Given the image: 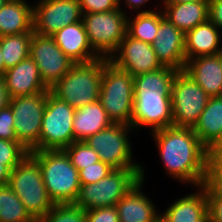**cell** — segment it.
Wrapping results in <instances>:
<instances>
[{"label":"cell","mask_w":222,"mask_h":222,"mask_svg":"<svg viewBox=\"0 0 222 222\" xmlns=\"http://www.w3.org/2000/svg\"><path fill=\"white\" fill-rule=\"evenodd\" d=\"M166 174L195 187L203 185L207 175V149L193 128L166 127L153 131Z\"/></svg>","instance_id":"cell-1"},{"label":"cell","mask_w":222,"mask_h":222,"mask_svg":"<svg viewBox=\"0 0 222 222\" xmlns=\"http://www.w3.org/2000/svg\"><path fill=\"white\" fill-rule=\"evenodd\" d=\"M178 70L164 66L134 77V103L130 126L153 131L173 126L171 91Z\"/></svg>","instance_id":"cell-2"},{"label":"cell","mask_w":222,"mask_h":222,"mask_svg":"<svg viewBox=\"0 0 222 222\" xmlns=\"http://www.w3.org/2000/svg\"><path fill=\"white\" fill-rule=\"evenodd\" d=\"M45 188L54 204L75 203L80 192L78 170L64 150L33 151Z\"/></svg>","instance_id":"cell-3"},{"label":"cell","mask_w":222,"mask_h":222,"mask_svg":"<svg viewBox=\"0 0 222 222\" xmlns=\"http://www.w3.org/2000/svg\"><path fill=\"white\" fill-rule=\"evenodd\" d=\"M100 57L86 63H75L50 90L58 99L77 109L99 100L104 63Z\"/></svg>","instance_id":"cell-4"},{"label":"cell","mask_w":222,"mask_h":222,"mask_svg":"<svg viewBox=\"0 0 222 222\" xmlns=\"http://www.w3.org/2000/svg\"><path fill=\"white\" fill-rule=\"evenodd\" d=\"M143 168L113 169L97 183L83 184L75 202L84 210L115 206L141 179Z\"/></svg>","instance_id":"cell-5"},{"label":"cell","mask_w":222,"mask_h":222,"mask_svg":"<svg viewBox=\"0 0 222 222\" xmlns=\"http://www.w3.org/2000/svg\"><path fill=\"white\" fill-rule=\"evenodd\" d=\"M8 185L36 222L55 205L45 188L40 166L30 154L11 171Z\"/></svg>","instance_id":"cell-6"},{"label":"cell","mask_w":222,"mask_h":222,"mask_svg":"<svg viewBox=\"0 0 222 222\" xmlns=\"http://www.w3.org/2000/svg\"><path fill=\"white\" fill-rule=\"evenodd\" d=\"M99 101L113 123L130 125L134 103V76L104 63Z\"/></svg>","instance_id":"cell-7"},{"label":"cell","mask_w":222,"mask_h":222,"mask_svg":"<svg viewBox=\"0 0 222 222\" xmlns=\"http://www.w3.org/2000/svg\"><path fill=\"white\" fill-rule=\"evenodd\" d=\"M122 10L82 15L90 46L100 57L109 58L126 35L128 14Z\"/></svg>","instance_id":"cell-8"},{"label":"cell","mask_w":222,"mask_h":222,"mask_svg":"<svg viewBox=\"0 0 222 222\" xmlns=\"http://www.w3.org/2000/svg\"><path fill=\"white\" fill-rule=\"evenodd\" d=\"M75 110L48 90L39 137V151L64 150L74 142L73 120Z\"/></svg>","instance_id":"cell-9"},{"label":"cell","mask_w":222,"mask_h":222,"mask_svg":"<svg viewBox=\"0 0 222 222\" xmlns=\"http://www.w3.org/2000/svg\"><path fill=\"white\" fill-rule=\"evenodd\" d=\"M47 96L48 91L9 100L15 120V135L19 143L29 152L39 151V137Z\"/></svg>","instance_id":"cell-10"},{"label":"cell","mask_w":222,"mask_h":222,"mask_svg":"<svg viewBox=\"0 0 222 222\" xmlns=\"http://www.w3.org/2000/svg\"><path fill=\"white\" fill-rule=\"evenodd\" d=\"M134 130L124 123H113L108 128L88 137L85 142L97 152L99 159L113 169L142 168L133 162V152L128 133Z\"/></svg>","instance_id":"cell-11"},{"label":"cell","mask_w":222,"mask_h":222,"mask_svg":"<svg viewBox=\"0 0 222 222\" xmlns=\"http://www.w3.org/2000/svg\"><path fill=\"white\" fill-rule=\"evenodd\" d=\"M209 98L206 92L184 70L178 71L173 80L171 91L173 126L193 128Z\"/></svg>","instance_id":"cell-12"},{"label":"cell","mask_w":222,"mask_h":222,"mask_svg":"<svg viewBox=\"0 0 222 222\" xmlns=\"http://www.w3.org/2000/svg\"><path fill=\"white\" fill-rule=\"evenodd\" d=\"M29 56L38 67L44 85L51 89L75 64L52 36L33 33Z\"/></svg>","instance_id":"cell-13"},{"label":"cell","mask_w":222,"mask_h":222,"mask_svg":"<svg viewBox=\"0 0 222 222\" xmlns=\"http://www.w3.org/2000/svg\"><path fill=\"white\" fill-rule=\"evenodd\" d=\"M37 4V5H36ZM33 5V32L52 36L82 20L79 0H40Z\"/></svg>","instance_id":"cell-14"},{"label":"cell","mask_w":222,"mask_h":222,"mask_svg":"<svg viewBox=\"0 0 222 222\" xmlns=\"http://www.w3.org/2000/svg\"><path fill=\"white\" fill-rule=\"evenodd\" d=\"M108 60L134 77L164 67L151 44L127 34Z\"/></svg>","instance_id":"cell-15"},{"label":"cell","mask_w":222,"mask_h":222,"mask_svg":"<svg viewBox=\"0 0 222 222\" xmlns=\"http://www.w3.org/2000/svg\"><path fill=\"white\" fill-rule=\"evenodd\" d=\"M152 48L163 66L183 71L186 64L185 34L173 25L160 10V24Z\"/></svg>","instance_id":"cell-16"},{"label":"cell","mask_w":222,"mask_h":222,"mask_svg":"<svg viewBox=\"0 0 222 222\" xmlns=\"http://www.w3.org/2000/svg\"><path fill=\"white\" fill-rule=\"evenodd\" d=\"M3 81L10 98L47 92L36 63L29 56L6 70Z\"/></svg>","instance_id":"cell-17"},{"label":"cell","mask_w":222,"mask_h":222,"mask_svg":"<svg viewBox=\"0 0 222 222\" xmlns=\"http://www.w3.org/2000/svg\"><path fill=\"white\" fill-rule=\"evenodd\" d=\"M197 188L196 193L178 198L165 209L164 213L159 212L160 219L163 222H208L206 185Z\"/></svg>","instance_id":"cell-18"},{"label":"cell","mask_w":222,"mask_h":222,"mask_svg":"<svg viewBox=\"0 0 222 222\" xmlns=\"http://www.w3.org/2000/svg\"><path fill=\"white\" fill-rule=\"evenodd\" d=\"M184 71L209 97L222 96V58L220 53L190 59L186 62Z\"/></svg>","instance_id":"cell-19"},{"label":"cell","mask_w":222,"mask_h":222,"mask_svg":"<svg viewBox=\"0 0 222 222\" xmlns=\"http://www.w3.org/2000/svg\"><path fill=\"white\" fill-rule=\"evenodd\" d=\"M52 37L75 63H86L100 58L90 46L82 20L58 30Z\"/></svg>","instance_id":"cell-20"},{"label":"cell","mask_w":222,"mask_h":222,"mask_svg":"<svg viewBox=\"0 0 222 222\" xmlns=\"http://www.w3.org/2000/svg\"><path fill=\"white\" fill-rule=\"evenodd\" d=\"M141 179L117 203L119 222H158L160 214L155 205L144 195L141 188L144 185Z\"/></svg>","instance_id":"cell-21"},{"label":"cell","mask_w":222,"mask_h":222,"mask_svg":"<svg viewBox=\"0 0 222 222\" xmlns=\"http://www.w3.org/2000/svg\"><path fill=\"white\" fill-rule=\"evenodd\" d=\"M209 19L185 34L186 62L199 56L216 55L222 51L221 33Z\"/></svg>","instance_id":"cell-22"},{"label":"cell","mask_w":222,"mask_h":222,"mask_svg":"<svg viewBox=\"0 0 222 222\" xmlns=\"http://www.w3.org/2000/svg\"><path fill=\"white\" fill-rule=\"evenodd\" d=\"M193 130L207 150L222 142V96L209 98Z\"/></svg>","instance_id":"cell-23"},{"label":"cell","mask_w":222,"mask_h":222,"mask_svg":"<svg viewBox=\"0 0 222 222\" xmlns=\"http://www.w3.org/2000/svg\"><path fill=\"white\" fill-rule=\"evenodd\" d=\"M112 124V120L99 100L77 108L73 120L74 141H85Z\"/></svg>","instance_id":"cell-24"},{"label":"cell","mask_w":222,"mask_h":222,"mask_svg":"<svg viewBox=\"0 0 222 222\" xmlns=\"http://www.w3.org/2000/svg\"><path fill=\"white\" fill-rule=\"evenodd\" d=\"M209 1H189L179 4H163V14L184 34L208 20Z\"/></svg>","instance_id":"cell-25"},{"label":"cell","mask_w":222,"mask_h":222,"mask_svg":"<svg viewBox=\"0 0 222 222\" xmlns=\"http://www.w3.org/2000/svg\"><path fill=\"white\" fill-rule=\"evenodd\" d=\"M33 32V6L6 2L0 9V37Z\"/></svg>","instance_id":"cell-26"},{"label":"cell","mask_w":222,"mask_h":222,"mask_svg":"<svg viewBox=\"0 0 222 222\" xmlns=\"http://www.w3.org/2000/svg\"><path fill=\"white\" fill-rule=\"evenodd\" d=\"M129 18L127 17L126 34L131 38L152 44L160 24V10H142L137 12L133 19Z\"/></svg>","instance_id":"cell-27"},{"label":"cell","mask_w":222,"mask_h":222,"mask_svg":"<svg viewBox=\"0 0 222 222\" xmlns=\"http://www.w3.org/2000/svg\"><path fill=\"white\" fill-rule=\"evenodd\" d=\"M34 32L0 37V48L5 68L16 66L29 57L30 41Z\"/></svg>","instance_id":"cell-28"},{"label":"cell","mask_w":222,"mask_h":222,"mask_svg":"<svg viewBox=\"0 0 222 222\" xmlns=\"http://www.w3.org/2000/svg\"><path fill=\"white\" fill-rule=\"evenodd\" d=\"M0 222H36L8 184L0 186Z\"/></svg>","instance_id":"cell-29"},{"label":"cell","mask_w":222,"mask_h":222,"mask_svg":"<svg viewBox=\"0 0 222 222\" xmlns=\"http://www.w3.org/2000/svg\"><path fill=\"white\" fill-rule=\"evenodd\" d=\"M37 222H86V210L75 203L55 204Z\"/></svg>","instance_id":"cell-30"},{"label":"cell","mask_w":222,"mask_h":222,"mask_svg":"<svg viewBox=\"0 0 222 222\" xmlns=\"http://www.w3.org/2000/svg\"><path fill=\"white\" fill-rule=\"evenodd\" d=\"M64 151L78 171L100 161L97 152L85 141H74Z\"/></svg>","instance_id":"cell-31"},{"label":"cell","mask_w":222,"mask_h":222,"mask_svg":"<svg viewBox=\"0 0 222 222\" xmlns=\"http://www.w3.org/2000/svg\"><path fill=\"white\" fill-rule=\"evenodd\" d=\"M28 155L29 151L19 141L0 139V163L11 171Z\"/></svg>","instance_id":"cell-32"},{"label":"cell","mask_w":222,"mask_h":222,"mask_svg":"<svg viewBox=\"0 0 222 222\" xmlns=\"http://www.w3.org/2000/svg\"><path fill=\"white\" fill-rule=\"evenodd\" d=\"M208 188H222V155L215 149L207 150V175L204 183Z\"/></svg>","instance_id":"cell-33"},{"label":"cell","mask_w":222,"mask_h":222,"mask_svg":"<svg viewBox=\"0 0 222 222\" xmlns=\"http://www.w3.org/2000/svg\"><path fill=\"white\" fill-rule=\"evenodd\" d=\"M112 170L113 168L101 160L90 166H86V168L78 171L80 185L97 183L100 179L106 177Z\"/></svg>","instance_id":"cell-34"},{"label":"cell","mask_w":222,"mask_h":222,"mask_svg":"<svg viewBox=\"0 0 222 222\" xmlns=\"http://www.w3.org/2000/svg\"><path fill=\"white\" fill-rule=\"evenodd\" d=\"M82 14L110 12L121 7V0H79Z\"/></svg>","instance_id":"cell-35"},{"label":"cell","mask_w":222,"mask_h":222,"mask_svg":"<svg viewBox=\"0 0 222 222\" xmlns=\"http://www.w3.org/2000/svg\"><path fill=\"white\" fill-rule=\"evenodd\" d=\"M208 222H222V193L206 186Z\"/></svg>","instance_id":"cell-36"},{"label":"cell","mask_w":222,"mask_h":222,"mask_svg":"<svg viewBox=\"0 0 222 222\" xmlns=\"http://www.w3.org/2000/svg\"><path fill=\"white\" fill-rule=\"evenodd\" d=\"M14 115L11 107L0 110V139L18 141L14 132Z\"/></svg>","instance_id":"cell-37"},{"label":"cell","mask_w":222,"mask_h":222,"mask_svg":"<svg viewBox=\"0 0 222 222\" xmlns=\"http://www.w3.org/2000/svg\"><path fill=\"white\" fill-rule=\"evenodd\" d=\"M86 222H119L116 206L86 210Z\"/></svg>","instance_id":"cell-38"},{"label":"cell","mask_w":222,"mask_h":222,"mask_svg":"<svg viewBox=\"0 0 222 222\" xmlns=\"http://www.w3.org/2000/svg\"><path fill=\"white\" fill-rule=\"evenodd\" d=\"M208 19L219 30L222 29V0H209Z\"/></svg>","instance_id":"cell-39"},{"label":"cell","mask_w":222,"mask_h":222,"mask_svg":"<svg viewBox=\"0 0 222 222\" xmlns=\"http://www.w3.org/2000/svg\"><path fill=\"white\" fill-rule=\"evenodd\" d=\"M10 97L5 87L3 78H0V110L9 105Z\"/></svg>","instance_id":"cell-40"},{"label":"cell","mask_w":222,"mask_h":222,"mask_svg":"<svg viewBox=\"0 0 222 222\" xmlns=\"http://www.w3.org/2000/svg\"><path fill=\"white\" fill-rule=\"evenodd\" d=\"M10 175L11 170L6 165L0 163V186L8 184Z\"/></svg>","instance_id":"cell-41"},{"label":"cell","mask_w":222,"mask_h":222,"mask_svg":"<svg viewBox=\"0 0 222 222\" xmlns=\"http://www.w3.org/2000/svg\"><path fill=\"white\" fill-rule=\"evenodd\" d=\"M149 0H125V5L126 7L130 8L132 11L138 10L137 12L139 13L140 7H142L145 3H147Z\"/></svg>","instance_id":"cell-42"},{"label":"cell","mask_w":222,"mask_h":222,"mask_svg":"<svg viewBox=\"0 0 222 222\" xmlns=\"http://www.w3.org/2000/svg\"><path fill=\"white\" fill-rule=\"evenodd\" d=\"M189 1H209V0H163V4H179Z\"/></svg>","instance_id":"cell-43"},{"label":"cell","mask_w":222,"mask_h":222,"mask_svg":"<svg viewBox=\"0 0 222 222\" xmlns=\"http://www.w3.org/2000/svg\"><path fill=\"white\" fill-rule=\"evenodd\" d=\"M6 70L7 69L5 68V64H4V61H3V58H2V51H1V48H0V78L3 77Z\"/></svg>","instance_id":"cell-44"},{"label":"cell","mask_w":222,"mask_h":222,"mask_svg":"<svg viewBox=\"0 0 222 222\" xmlns=\"http://www.w3.org/2000/svg\"><path fill=\"white\" fill-rule=\"evenodd\" d=\"M215 149L222 155V144H219Z\"/></svg>","instance_id":"cell-45"},{"label":"cell","mask_w":222,"mask_h":222,"mask_svg":"<svg viewBox=\"0 0 222 222\" xmlns=\"http://www.w3.org/2000/svg\"><path fill=\"white\" fill-rule=\"evenodd\" d=\"M7 2H26L25 0H6Z\"/></svg>","instance_id":"cell-46"},{"label":"cell","mask_w":222,"mask_h":222,"mask_svg":"<svg viewBox=\"0 0 222 222\" xmlns=\"http://www.w3.org/2000/svg\"><path fill=\"white\" fill-rule=\"evenodd\" d=\"M6 0H0V9L4 6V4L6 3Z\"/></svg>","instance_id":"cell-47"}]
</instances>
